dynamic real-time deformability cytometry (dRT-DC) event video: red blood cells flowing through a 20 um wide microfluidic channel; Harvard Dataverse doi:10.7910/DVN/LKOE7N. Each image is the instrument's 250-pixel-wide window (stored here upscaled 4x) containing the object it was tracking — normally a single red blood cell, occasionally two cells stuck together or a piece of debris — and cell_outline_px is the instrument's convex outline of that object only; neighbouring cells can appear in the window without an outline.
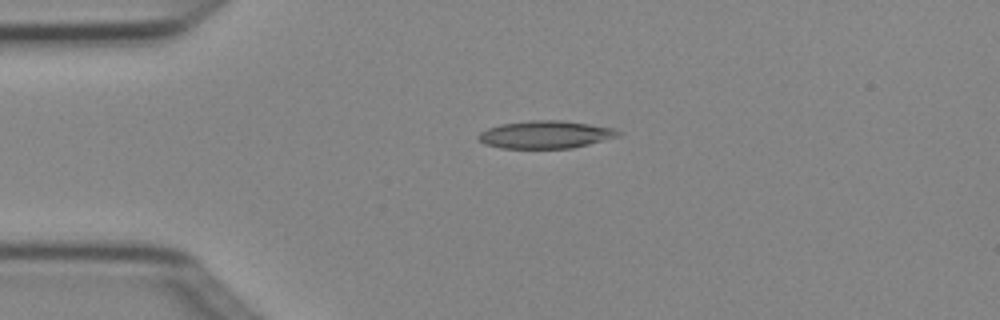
{"species": "Egyptian fruit bat (a non-hibernating species)", "species_latin": "Rousettus aegyptiacus", "temperature_condition": "cold", "stored_images_in_passage": 3, "camera_frame_rate_fps": 3000, "um_per_image_px": 0.085, "animal": {"sex": "female"}, "frame": {"image": 1, "passage_image": 1, "time_ms": 0.0, "image_size_px": [1000, 320], "cell_outline_px": [[620, 136], [572, 148], [500, 148], [484, 144], [476, 136], [480, 132], [488, 128], [500, 124], [532, 120], [560, 120], [616, 128], [620, 132]], "centroid_in_image_um": [46.35, 11.44], "position_along_channel_um": 38.6, "area_um2": 22.48}}
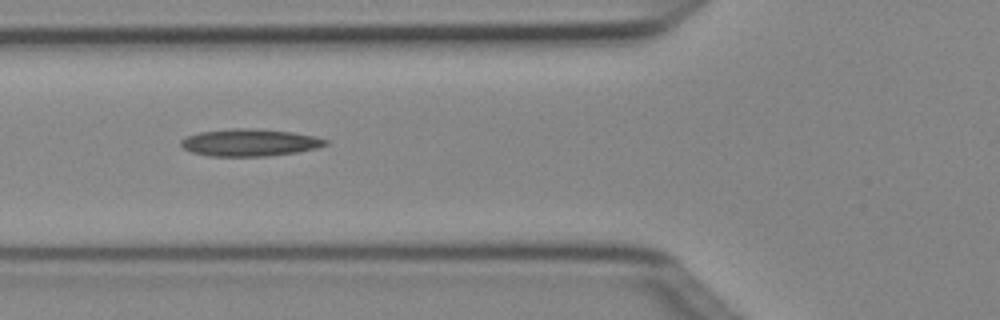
{"frame": {"image": 2, "passage_image": 3, "time_ms": 0.667, "image_size_px": [1000, 320], "cell_outline_px": [[328, 144], [316, 148], [296, 152], [264, 156], [208, 156], [192, 152], [184, 148], [180, 144], [180, 140], [188, 136], [200, 132], [232, 128], [252, 128], [292, 132], [312, 136], [328, 140]], "centroid_in_image_um": [21.2, 12.11], "position_along_channel_um": 104.6, "area_um2": 22.72}}